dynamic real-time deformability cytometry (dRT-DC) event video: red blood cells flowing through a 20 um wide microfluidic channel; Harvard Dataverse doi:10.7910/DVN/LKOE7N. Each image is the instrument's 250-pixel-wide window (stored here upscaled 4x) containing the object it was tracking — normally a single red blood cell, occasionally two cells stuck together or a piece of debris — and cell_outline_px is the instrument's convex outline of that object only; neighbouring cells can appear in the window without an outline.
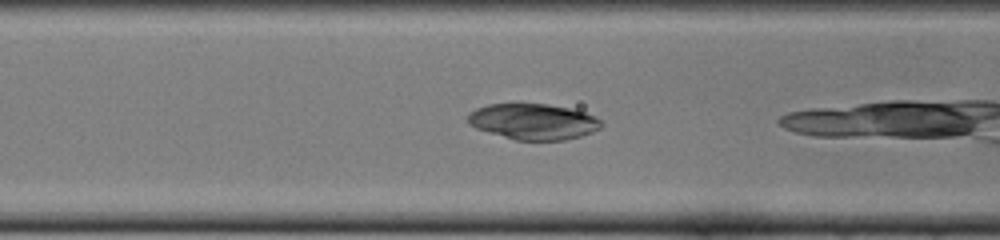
{"species": "common noctule bat (a hibernating species)", "species_latin": "Nyctalus noctula", "temperature_condition": "cold", "stored_images_in_passage": 6, "camera_frame_rate_fps": 3000, "um_per_image_px": 0.085, "animal": {"sex": "female", "body_mass_g": 22.0, "forearm_length_mm": 56.7}, "frame": {"image": 1, "passage_image": 5, "time_ms": 1.333, "image_size_px": [1000, 240], "cell_outline_px": [[604, 124], [600, 128], [592, 132], [580, 136], [564, 140], [516, 140], [488, 132], [476, 128], [468, 124], [468, 112], [476, 108], [488, 104], [548, 104], [568, 108], [584, 112], [596, 116]], "centroid_in_image_um": [45.33, 10.33], "position_along_channel_um": 121.3, "area_um2": 27.86}}